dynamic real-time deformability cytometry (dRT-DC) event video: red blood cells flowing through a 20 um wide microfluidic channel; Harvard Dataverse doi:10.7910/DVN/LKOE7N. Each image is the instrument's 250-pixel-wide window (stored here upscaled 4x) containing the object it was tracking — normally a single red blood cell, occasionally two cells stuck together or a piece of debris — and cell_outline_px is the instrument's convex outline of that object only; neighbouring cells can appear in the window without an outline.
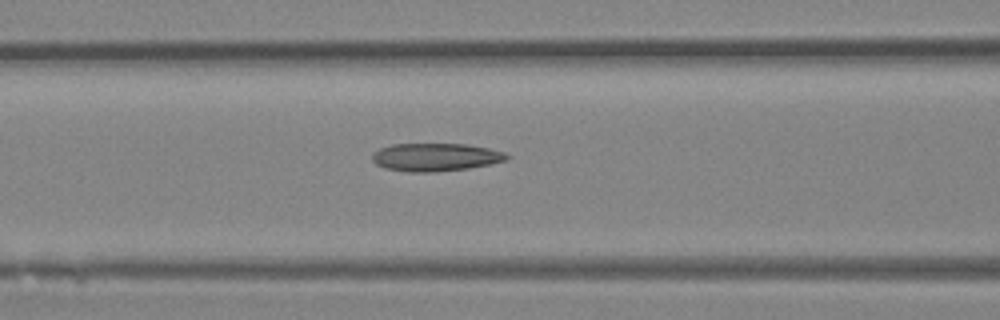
{"species": "Egyptian fruit bat (a non-hibernating species)", "species_latin": "Rousettus aegyptiacus", "temperature_condition": "room temperature", "stored_images_in_passage": 5, "camera_frame_rate_fps": 3000, "um_per_image_px": 0.085, "animal": {"sex": "female"}, "frame": {"image": 1, "passage_image": 5, "time_ms": 1.333, "image_size_px": [1000, 320], "cell_outline_px": [[512, 156], [508, 160], [468, 168], [436, 172], [408, 172], [384, 168], [376, 164], [372, 160], [372, 156], [380, 148], [392, 144], [468, 144], [488, 148], [504, 152]], "centroid_in_image_um": [37.04, 13.36], "position_along_channel_um": 129.6, "area_um2": 21.96}}